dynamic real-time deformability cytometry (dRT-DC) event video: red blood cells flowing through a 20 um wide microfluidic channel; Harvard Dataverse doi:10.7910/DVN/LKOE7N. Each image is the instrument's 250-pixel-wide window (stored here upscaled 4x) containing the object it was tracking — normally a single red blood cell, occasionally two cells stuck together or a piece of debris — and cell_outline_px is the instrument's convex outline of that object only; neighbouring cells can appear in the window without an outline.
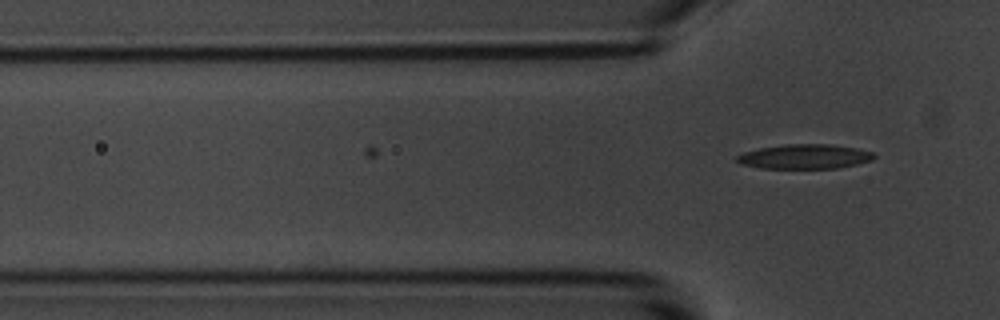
{"species": "common noctule bat (a hibernating species)", "species_latin": "Nyctalus noctula", "temperature_condition": "room temperature", "stored_images_in_passage": 6, "camera_frame_rate_fps": 3000, "um_per_image_px": 0.085, "animal": {"sex": "male", "body_mass_g": 20.1, "forearm_length_mm": 53.5}, "frame": {"image": 1, "passage_image": 6, "time_ms": 6.667, "image_size_px": [1000, 320], "cell_outline_px": [[876, 156], [872, 160], [856, 164], [836, 168], [760, 168], [740, 164], [736, 160], [736, 156], [744, 152], [760, 148], [788, 144], [828, 144], [856, 148], [872, 152]], "centroid_in_image_um": [68.38, 13.31], "position_along_channel_um": 57.4, "area_um2": 19.48}}